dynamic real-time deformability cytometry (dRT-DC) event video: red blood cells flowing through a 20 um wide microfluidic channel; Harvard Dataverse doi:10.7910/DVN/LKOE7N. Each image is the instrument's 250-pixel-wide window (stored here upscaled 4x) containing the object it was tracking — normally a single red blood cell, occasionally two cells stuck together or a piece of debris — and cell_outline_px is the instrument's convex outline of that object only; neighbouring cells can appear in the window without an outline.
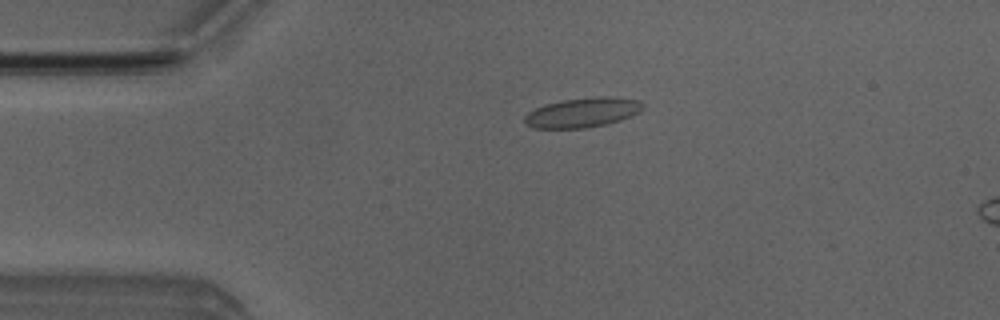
{"species": "Egyptian fruit bat (a non-hibernating species)", "species_latin": "Rousettus aegyptiacus", "temperature_condition": "room temperature", "stored_images_in_passage": 3, "camera_frame_rate_fps": 3000, "um_per_image_px": 0.085, "animal": {"sex": "male"}, "frame": {"image": 1, "passage_image": 3, "time_ms": 2.333, "image_size_px": [1000, 320], "cell_outline_px": [[644, 108], [640, 112], [620, 120], [608, 124], [584, 128], [532, 128], [524, 124], [524, 116], [528, 112], [544, 104], [560, 100], [596, 96], [608, 96], [640, 100], [644, 104]], "centroid_in_image_um": [49.51, 9.56], "position_along_channel_um": 35.5, "area_um2": 20.75}}